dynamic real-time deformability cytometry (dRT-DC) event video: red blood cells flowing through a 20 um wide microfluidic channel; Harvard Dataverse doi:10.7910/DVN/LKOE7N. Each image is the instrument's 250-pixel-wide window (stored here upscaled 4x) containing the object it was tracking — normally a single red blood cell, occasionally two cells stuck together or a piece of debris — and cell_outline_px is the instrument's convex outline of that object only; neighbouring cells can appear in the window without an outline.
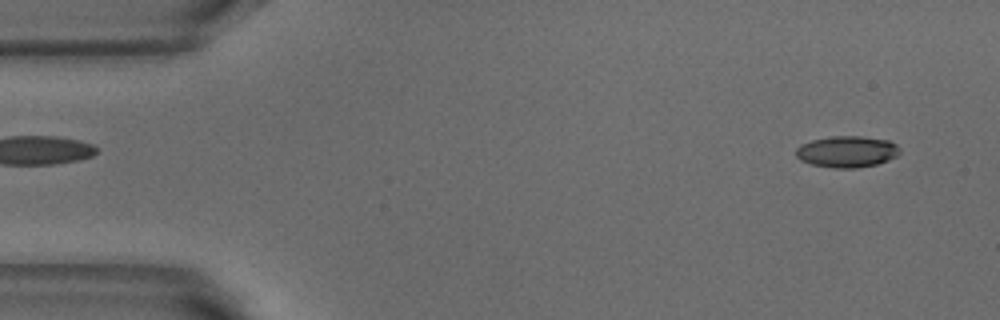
{"species": "common noctule bat (a hibernating species)", "species_latin": "Nyctalus noctula", "temperature_condition": "warm", "stored_images_in_passage": 52, "camera_frame_rate_fps": 3000, "um_per_image_px": 0.085, "animal": {"sex": "male", "body_mass_g": 18.8}, "frame": {"image": 1, "passage_image": 3, "time_ms": 0.667, "image_size_px": [1000, 320], "cell_outline_px": [[900, 152], [896, 156], [888, 160], [876, 164], [856, 168], [832, 168], [812, 164], [800, 160], [796, 156], [796, 148], [800, 144], [812, 140], [832, 136], [860, 136], [888, 140], [896, 144], [900, 148]], "centroid_in_image_um": [71.98, 12.89], "position_along_channel_um": 13.0, "area_um2": 19.02}}
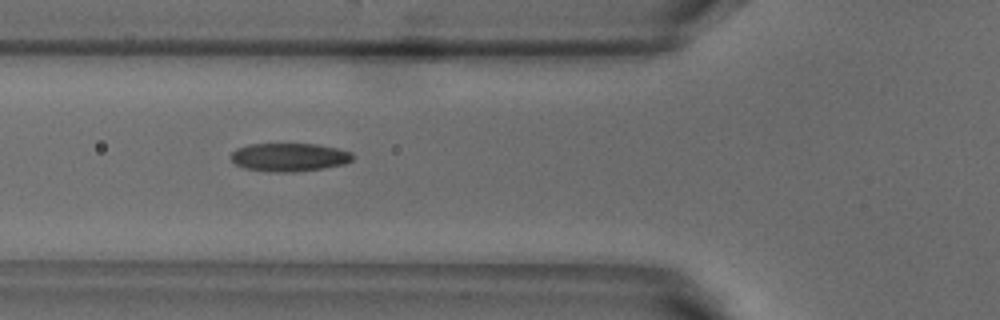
{"frame": {"image": 2, "passage_image": 18, "time_ms": 5.667, "image_size_px": [1000, 320], "cell_outline_px": [[352, 160], [344, 164], [324, 168], [292, 172], [272, 172], [244, 168], [236, 164], [228, 156], [236, 148], [248, 144], [316, 144], [336, 148], [352, 152]], "centroid_in_image_um": [24.55, 13.36], "position_along_channel_um": 101.3, "area_um2": 20.11}}
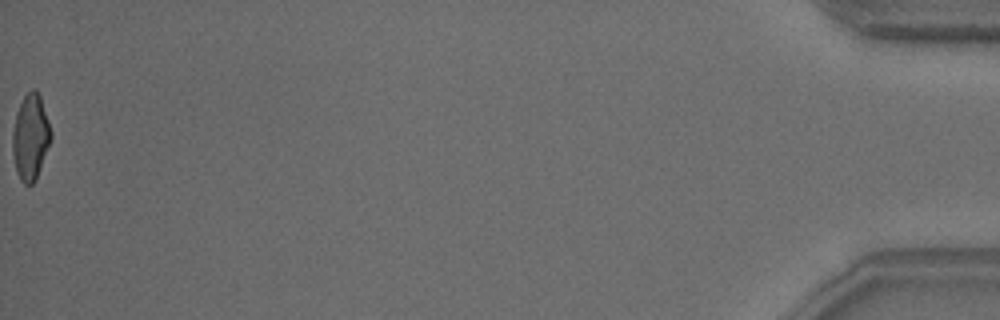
{"frame": {"image": 3, "passage_image": 52, "time_ms": 17.0, "image_size_px": [1000, 320], "cell_outline_px": [[52, 136], [36, 180], [32, 184], [24, 184], [20, 180], [16, 172], [12, 152], [12, 132], [16, 112], [24, 96], [32, 88], [36, 88], [40, 96], [52, 132]], "centroid_in_image_um": [2.58, 11.66], "position_along_channel_um": 432.6, "area_um2": 19.25}, "authors_computed_cell_mechanics": {"area_um2": 19.7965, "velocity_mm_per_s": 3.8351, "shape_relaxation_time_tau1_ms": 5.829, "shape_relaxation_time_tau2_ms": 1.6253, "deformation_change_tau1": 0.1768, "deformation_change_tau2": 0.0851}}